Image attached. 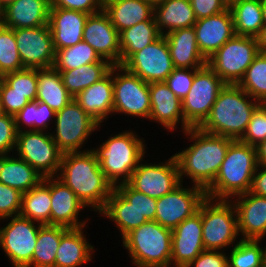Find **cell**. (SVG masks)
<instances>
[{
    "mask_svg": "<svg viewBox=\"0 0 266 267\" xmlns=\"http://www.w3.org/2000/svg\"><path fill=\"white\" fill-rule=\"evenodd\" d=\"M181 134L188 144L185 141L187 146L173 154L181 183L189 180L190 185L206 190L214 182L234 139L204 132L199 127H191Z\"/></svg>",
    "mask_w": 266,
    "mask_h": 267,
    "instance_id": "obj_1",
    "label": "cell"
},
{
    "mask_svg": "<svg viewBox=\"0 0 266 267\" xmlns=\"http://www.w3.org/2000/svg\"><path fill=\"white\" fill-rule=\"evenodd\" d=\"M57 178L68 186L96 216L105 207L114 189L106 179L91 149L64 153Z\"/></svg>",
    "mask_w": 266,
    "mask_h": 267,
    "instance_id": "obj_2",
    "label": "cell"
},
{
    "mask_svg": "<svg viewBox=\"0 0 266 267\" xmlns=\"http://www.w3.org/2000/svg\"><path fill=\"white\" fill-rule=\"evenodd\" d=\"M118 128L96 143L91 150L94 152L100 168L106 179L115 188L117 185L127 183L140 161L148 154V142L139 134L137 127ZM118 132V133H116ZM142 136V138H141ZM106 138V140H105ZM98 145V146H97Z\"/></svg>",
    "mask_w": 266,
    "mask_h": 267,
    "instance_id": "obj_3",
    "label": "cell"
},
{
    "mask_svg": "<svg viewBox=\"0 0 266 267\" xmlns=\"http://www.w3.org/2000/svg\"><path fill=\"white\" fill-rule=\"evenodd\" d=\"M260 104L238 85L226 84L199 128L210 134L239 140Z\"/></svg>",
    "mask_w": 266,
    "mask_h": 267,
    "instance_id": "obj_4",
    "label": "cell"
},
{
    "mask_svg": "<svg viewBox=\"0 0 266 267\" xmlns=\"http://www.w3.org/2000/svg\"><path fill=\"white\" fill-rule=\"evenodd\" d=\"M257 166L256 148L234 140L229 145L214 182L205 190L206 197L232 200L249 192Z\"/></svg>",
    "mask_w": 266,
    "mask_h": 267,
    "instance_id": "obj_5",
    "label": "cell"
},
{
    "mask_svg": "<svg viewBox=\"0 0 266 267\" xmlns=\"http://www.w3.org/2000/svg\"><path fill=\"white\" fill-rule=\"evenodd\" d=\"M133 267H171L172 230L148 221L122 240Z\"/></svg>",
    "mask_w": 266,
    "mask_h": 267,
    "instance_id": "obj_6",
    "label": "cell"
},
{
    "mask_svg": "<svg viewBox=\"0 0 266 267\" xmlns=\"http://www.w3.org/2000/svg\"><path fill=\"white\" fill-rule=\"evenodd\" d=\"M103 127L105 129L104 125H99L73 99L61 111L56 112L50 134L63 153L83 152L91 149V145L88 147L92 141L90 137H95L94 134H98L101 129L104 131Z\"/></svg>",
    "mask_w": 266,
    "mask_h": 267,
    "instance_id": "obj_7",
    "label": "cell"
},
{
    "mask_svg": "<svg viewBox=\"0 0 266 267\" xmlns=\"http://www.w3.org/2000/svg\"><path fill=\"white\" fill-rule=\"evenodd\" d=\"M202 238L205 250L226 252L241 240L231 200L206 197L202 201Z\"/></svg>",
    "mask_w": 266,
    "mask_h": 267,
    "instance_id": "obj_8",
    "label": "cell"
},
{
    "mask_svg": "<svg viewBox=\"0 0 266 267\" xmlns=\"http://www.w3.org/2000/svg\"><path fill=\"white\" fill-rule=\"evenodd\" d=\"M113 94L115 117L119 118V115H123L124 120H126L125 117L127 120L130 117V122L136 119V121L146 123L145 121L149 120L151 114L149 83L130 73L121 65L113 66Z\"/></svg>",
    "mask_w": 266,
    "mask_h": 267,
    "instance_id": "obj_9",
    "label": "cell"
},
{
    "mask_svg": "<svg viewBox=\"0 0 266 267\" xmlns=\"http://www.w3.org/2000/svg\"><path fill=\"white\" fill-rule=\"evenodd\" d=\"M259 53L256 37L235 35L207 60V64L226 84L237 85Z\"/></svg>",
    "mask_w": 266,
    "mask_h": 267,
    "instance_id": "obj_10",
    "label": "cell"
},
{
    "mask_svg": "<svg viewBox=\"0 0 266 267\" xmlns=\"http://www.w3.org/2000/svg\"><path fill=\"white\" fill-rule=\"evenodd\" d=\"M147 157L150 158L149 153L140 161L127 183L133 189L158 199L181 184L178 164L173 154L162 161L157 157H151V161Z\"/></svg>",
    "mask_w": 266,
    "mask_h": 267,
    "instance_id": "obj_11",
    "label": "cell"
},
{
    "mask_svg": "<svg viewBox=\"0 0 266 267\" xmlns=\"http://www.w3.org/2000/svg\"><path fill=\"white\" fill-rule=\"evenodd\" d=\"M41 225L20 215L0 220V249L11 266L27 267L31 263Z\"/></svg>",
    "mask_w": 266,
    "mask_h": 267,
    "instance_id": "obj_12",
    "label": "cell"
},
{
    "mask_svg": "<svg viewBox=\"0 0 266 267\" xmlns=\"http://www.w3.org/2000/svg\"><path fill=\"white\" fill-rule=\"evenodd\" d=\"M14 153L36 169L43 178L57 177L64 154L50 132L45 131L18 132Z\"/></svg>",
    "mask_w": 266,
    "mask_h": 267,
    "instance_id": "obj_13",
    "label": "cell"
},
{
    "mask_svg": "<svg viewBox=\"0 0 266 267\" xmlns=\"http://www.w3.org/2000/svg\"><path fill=\"white\" fill-rule=\"evenodd\" d=\"M225 85L208 64L196 69L191 89L182 100L184 121L190 127H199L205 121Z\"/></svg>",
    "mask_w": 266,
    "mask_h": 267,
    "instance_id": "obj_14",
    "label": "cell"
},
{
    "mask_svg": "<svg viewBox=\"0 0 266 267\" xmlns=\"http://www.w3.org/2000/svg\"><path fill=\"white\" fill-rule=\"evenodd\" d=\"M181 183L172 192L156 199L155 220L161 226L174 230L182 221L196 213L206 198L203 188Z\"/></svg>",
    "mask_w": 266,
    "mask_h": 267,
    "instance_id": "obj_15",
    "label": "cell"
},
{
    "mask_svg": "<svg viewBox=\"0 0 266 267\" xmlns=\"http://www.w3.org/2000/svg\"><path fill=\"white\" fill-rule=\"evenodd\" d=\"M122 66L146 83L165 82L174 70L165 36L134 53Z\"/></svg>",
    "mask_w": 266,
    "mask_h": 267,
    "instance_id": "obj_16",
    "label": "cell"
},
{
    "mask_svg": "<svg viewBox=\"0 0 266 267\" xmlns=\"http://www.w3.org/2000/svg\"><path fill=\"white\" fill-rule=\"evenodd\" d=\"M13 30L24 68L53 67L56 51L49 24Z\"/></svg>",
    "mask_w": 266,
    "mask_h": 267,
    "instance_id": "obj_17",
    "label": "cell"
},
{
    "mask_svg": "<svg viewBox=\"0 0 266 267\" xmlns=\"http://www.w3.org/2000/svg\"><path fill=\"white\" fill-rule=\"evenodd\" d=\"M151 114L148 124L155 123L166 131L167 136L182 133L191 128L183 117L182 100L175 96L165 82L149 83ZM180 128V129H179ZM179 132H178V131Z\"/></svg>",
    "mask_w": 266,
    "mask_h": 267,
    "instance_id": "obj_18",
    "label": "cell"
},
{
    "mask_svg": "<svg viewBox=\"0 0 266 267\" xmlns=\"http://www.w3.org/2000/svg\"><path fill=\"white\" fill-rule=\"evenodd\" d=\"M171 267H186L205 250L202 238V202L192 216L172 230Z\"/></svg>",
    "mask_w": 266,
    "mask_h": 267,
    "instance_id": "obj_19",
    "label": "cell"
},
{
    "mask_svg": "<svg viewBox=\"0 0 266 267\" xmlns=\"http://www.w3.org/2000/svg\"><path fill=\"white\" fill-rule=\"evenodd\" d=\"M86 210L89 209L68 186L57 177H51L50 225H60L67 228L89 226L91 216L86 214V217H82L81 215Z\"/></svg>",
    "mask_w": 266,
    "mask_h": 267,
    "instance_id": "obj_20",
    "label": "cell"
},
{
    "mask_svg": "<svg viewBox=\"0 0 266 267\" xmlns=\"http://www.w3.org/2000/svg\"><path fill=\"white\" fill-rule=\"evenodd\" d=\"M83 41L111 64L120 65V36L108 15L102 10L90 14L83 30Z\"/></svg>",
    "mask_w": 266,
    "mask_h": 267,
    "instance_id": "obj_21",
    "label": "cell"
},
{
    "mask_svg": "<svg viewBox=\"0 0 266 267\" xmlns=\"http://www.w3.org/2000/svg\"><path fill=\"white\" fill-rule=\"evenodd\" d=\"M241 240L266 241V197L247 192L231 200Z\"/></svg>",
    "mask_w": 266,
    "mask_h": 267,
    "instance_id": "obj_22",
    "label": "cell"
},
{
    "mask_svg": "<svg viewBox=\"0 0 266 267\" xmlns=\"http://www.w3.org/2000/svg\"><path fill=\"white\" fill-rule=\"evenodd\" d=\"M193 28L199 51L206 60L236 35L230 8L217 15L196 20Z\"/></svg>",
    "mask_w": 266,
    "mask_h": 267,
    "instance_id": "obj_23",
    "label": "cell"
},
{
    "mask_svg": "<svg viewBox=\"0 0 266 267\" xmlns=\"http://www.w3.org/2000/svg\"><path fill=\"white\" fill-rule=\"evenodd\" d=\"M74 100L99 125L110 126L107 121L113 117V67L105 77L81 91Z\"/></svg>",
    "mask_w": 266,
    "mask_h": 267,
    "instance_id": "obj_24",
    "label": "cell"
},
{
    "mask_svg": "<svg viewBox=\"0 0 266 267\" xmlns=\"http://www.w3.org/2000/svg\"><path fill=\"white\" fill-rule=\"evenodd\" d=\"M89 226L69 228L62 236L56 252L54 267H81L95 260L97 248L89 242ZM95 247V248H94Z\"/></svg>",
    "mask_w": 266,
    "mask_h": 267,
    "instance_id": "obj_25",
    "label": "cell"
},
{
    "mask_svg": "<svg viewBox=\"0 0 266 267\" xmlns=\"http://www.w3.org/2000/svg\"><path fill=\"white\" fill-rule=\"evenodd\" d=\"M89 15L65 8H50L48 24L51 29L55 51L83 41V30Z\"/></svg>",
    "mask_w": 266,
    "mask_h": 267,
    "instance_id": "obj_26",
    "label": "cell"
},
{
    "mask_svg": "<svg viewBox=\"0 0 266 267\" xmlns=\"http://www.w3.org/2000/svg\"><path fill=\"white\" fill-rule=\"evenodd\" d=\"M164 36L174 68L199 69L207 64L199 51L193 27L177 29Z\"/></svg>",
    "mask_w": 266,
    "mask_h": 267,
    "instance_id": "obj_27",
    "label": "cell"
},
{
    "mask_svg": "<svg viewBox=\"0 0 266 267\" xmlns=\"http://www.w3.org/2000/svg\"><path fill=\"white\" fill-rule=\"evenodd\" d=\"M50 0H15L5 7L2 23L11 29L48 25Z\"/></svg>",
    "mask_w": 266,
    "mask_h": 267,
    "instance_id": "obj_28",
    "label": "cell"
},
{
    "mask_svg": "<svg viewBox=\"0 0 266 267\" xmlns=\"http://www.w3.org/2000/svg\"><path fill=\"white\" fill-rule=\"evenodd\" d=\"M103 11L120 33L143 21H155L154 5L145 0H103Z\"/></svg>",
    "mask_w": 266,
    "mask_h": 267,
    "instance_id": "obj_29",
    "label": "cell"
},
{
    "mask_svg": "<svg viewBox=\"0 0 266 267\" xmlns=\"http://www.w3.org/2000/svg\"><path fill=\"white\" fill-rule=\"evenodd\" d=\"M107 219L109 224H114V229L118 231L121 240L132 230L148 222L144 215L126 200L115 188L112 190L110 197L107 199L105 207L97 214Z\"/></svg>",
    "mask_w": 266,
    "mask_h": 267,
    "instance_id": "obj_30",
    "label": "cell"
},
{
    "mask_svg": "<svg viewBox=\"0 0 266 267\" xmlns=\"http://www.w3.org/2000/svg\"><path fill=\"white\" fill-rule=\"evenodd\" d=\"M154 18L161 35L196 23L190 0H161L154 5Z\"/></svg>",
    "mask_w": 266,
    "mask_h": 267,
    "instance_id": "obj_31",
    "label": "cell"
},
{
    "mask_svg": "<svg viewBox=\"0 0 266 267\" xmlns=\"http://www.w3.org/2000/svg\"><path fill=\"white\" fill-rule=\"evenodd\" d=\"M44 178L15 153L0 156V183L25 193Z\"/></svg>",
    "mask_w": 266,
    "mask_h": 267,
    "instance_id": "obj_32",
    "label": "cell"
},
{
    "mask_svg": "<svg viewBox=\"0 0 266 267\" xmlns=\"http://www.w3.org/2000/svg\"><path fill=\"white\" fill-rule=\"evenodd\" d=\"M37 90L36 101L46 103L55 112L61 111L74 99L54 67L37 69Z\"/></svg>",
    "mask_w": 266,
    "mask_h": 267,
    "instance_id": "obj_33",
    "label": "cell"
},
{
    "mask_svg": "<svg viewBox=\"0 0 266 267\" xmlns=\"http://www.w3.org/2000/svg\"><path fill=\"white\" fill-rule=\"evenodd\" d=\"M51 213V177L44 178L38 185L22 194L19 215L50 225Z\"/></svg>",
    "mask_w": 266,
    "mask_h": 267,
    "instance_id": "obj_34",
    "label": "cell"
},
{
    "mask_svg": "<svg viewBox=\"0 0 266 267\" xmlns=\"http://www.w3.org/2000/svg\"><path fill=\"white\" fill-rule=\"evenodd\" d=\"M235 34L257 37L264 25L261 0H236L229 5Z\"/></svg>",
    "mask_w": 266,
    "mask_h": 267,
    "instance_id": "obj_35",
    "label": "cell"
},
{
    "mask_svg": "<svg viewBox=\"0 0 266 267\" xmlns=\"http://www.w3.org/2000/svg\"><path fill=\"white\" fill-rule=\"evenodd\" d=\"M114 65L108 60L90 63L68 71H59L64 86L74 98L95 82L105 77Z\"/></svg>",
    "mask_w": 266,
    "mask_h": 267,
    "instance_id": "obj_36",
    "label": "cell"
},
{
    "mask_svg": "<svg viewBox=\"0 0 266 267\" xmlns=\"http://www.w3.org/2000/svg\"><path fill=\"white\" fill-rule=\"evenodd\" d=\"M120 65L122 66L134 53L157 40L161 34L156 21H143L119 33Z\"/></svg>",
    "mask_w": 266,
    "mask_h": 267,
    "instance_id": "obj_37",
    "label": "cell"
},
{
    "mask_svg": "<svg viewBox=\"0 0 266 267\" xmlns=\"http://www.w3.org/2000/svg\"><path fill=\"white\" fill-rule=\"evenodd\" d=\"M68 229L60 225H41L32 261L27 267H54L61 236Z\"/></svg>",
    "mask_w": 266,
    "mask_h": 267,
    "instance_id": "obj_38",
    "label": "cell"
},
{
    "mask_svg": "<svg viewBox=\"0 0 266 267\" xmlns=\"http://www.w3.org/2000/svg\"><path fill=\"white\" fill-rule=\"evenodd\" d=\"M56 112L46 103L30 101L21 111L14 115L17 132H50L55 122Z\"/></svg>",
    "mask_w": 266,
    "mask_h": 267,
    "instance_id": "obj_39",
    "label": "cell"
},
{
    "mask_svg": "<svg viewBox=\"0 0 266 267\" xmlns=\"http://www.w3.org/2000/svg\"><path fill=\"white\" fill-rule=\"evenodd\" d=\"M265 243L264 240H240L228 250V267H264Z\"/></svg>",
    "mask_w": 266,
    "mask_h": 267,
    "instance_id": "obj_40",
    "label": "cell"
},
{
    "mask_svg": "<svg viewBox=\"0 0 266 267\" xmlns=\"http://www.w3.org/2000/svg\"><path fill=\"white\" fill-rule=\"evenodd\" d=\"M101 60L88 43L81 41L71 47L56 50L53 67L57 71H68Z\"/></svg>",
    "mask_w": 266,
    "mask_h": 267,
    "instance_id": "obj_41",
    "label": "cell"
},
{
    "mask_svg": "<svg viewBox=\"0 0 266 267\" xmlns=\"http://www.w3.org/2000/svg\"><path fill=\"white\" fill-rule=\"evenodd\" d=\"M256 101L266 104V54L259 53L237 84Z\"/></svg>",
    "mask_w": 266,
    "mask_h": 267,
    "instance_id": "obj_42",
    "label": "cell"
},
{
    "mask_svg": "<svg viewBox=\"0 0 266 267\" xmlns=\"http://www.w3.org/2000/svg\"><path fill=\"white\" fill-rule=\"evenodd\" d=\"M0 92H18L24 94L29 101H36L37 69L24 68L5 74L0 78Z\"/></svg>",
    "mask_w": 266,
    "mask_h": 267,
    "instance_id": "obj_43",
    "label": "cell"
},
{
    "mask_svg": "<svg viewBox=\"0 0 266 267\" xmlns=\"http://www.w3.org/2000/svg\"><path fill=\"white\" fill-rule=\"evenodd\" d=\"M22 69L14 30L0 23V77Z\"/></svg>",
    "mask_w": 266,
    "mask_h": 267,
    "instance_id": "obj_44",
    "label": "cell"
},
{
    "mask_svg": "<svg viewBox=\"0 0 266 267\" xmlns=\"http://www.w3.org/2000/svg\"><path fill=\"white\" fill-rule=\"evenodd\" d=\"M115 189L139 211L144 215L148 221L155 220L156 213V199L143 194L133 189L128 183H122L115 187Z\"/></svg>",
    "mask_w": 266,
    "mask_h": 267,
    "instance_id": "obj_45",
    "label": "cell"
},
{
    "mask_svg": "<svg viewBox=\"0 0 266 267\" xmlns=\"http://www.w3.org/2000/svg\"><path fill=\"white\" fill-rule=\"evenodd\" d=\"M266 139V104L261 103L252 114L244 135L239 141L257 146Z\"/></svg>",
    "mask_w": 266,
    "mask_h": 267,
    "instance_id": "obj_46",
    "label": "cell"
},
{
    "mask_svg": "<svg viewBox=\"0 0 266 267\" xmlns=\"http://www.w3.org/2000/svg\"><path fill=\"white\" fill-rule=\"evenodd\" d=\"M196 69L174 68L165 83L176 97L183 100L189 93Z\"/></svg>",
    "mask_w": 266,
    "mask_h": 267,
    "instance_id": "obj_47",
    "label": "cell"
},
{
    "mask_svg": "<svg viewBox=\"0 0 266 267\" xmlns=\"http://www.w3.org/2000/svg\"><path fill=\"white\" fill-rule=\"evenodd\" d=\"M17 129L13 115H0V156L13 154L17 142Z\"/></svg>",
    "mask_w": 266,
    "mask_h": 267,
    "instance_id": "obj_48",
    "label": "cell"
},
{
    "mask_svg": "<svg viewBox=\"0 0 266 267\" xmlns=\"http://www.w3.org/2000/svg\"><path fill=\"white\" fill-rule=\"evenodd\" d=\"M22 194L19 190L0 183V220L19 215Z\"/></svg>",
    "mask_w": 266,
    "mask_h": 267,
    "instance_id": "obj_49",
    "label": "cell"
},
{
    "mask_svg": "<svg viewBox=\"0 0 266 267\" xmlns=\"http://www.w3.org/2000/svg\"><path fill=\"white\" fill-rule=\"evenodd\" d=\"M186 267H228L226 251L204 250Z\"/></svg>",
    "mask_w": 266,
    "mask_h": 267,
    "instance_id": "obj_50",
    "label": "cell"
},
{
    "mask_svg": "<svg viewBox=\"0 0 266 267\" xmlns=\"http://www.w3.org/2000/svg\"><path fill=\"white\" fill-rule=\"evenodd\" d=\"M196 20L217 15L229 8L225 0H190Z\"/></svg>",
    "mask_w": 266,
    "mask_h": 267,
    "instance_id": "obj_51",
    "label": "cell"
},
{
    "mask_svg": "<svg viewBox=\"0 0 266 267\" xmlns=\"http://www.w3.org/2000/svg\"><path fill=\"white\" fill-rule=\"evenodd\" d=\"M51 7H59L95 14L103 10V0H50Z\"/></svg>",
    "mask_w": 266,
    "mask_h": 267,
    "instance_id": "obj_52",
    "label": "cell"
},
{
    "mask_svg": "<svg viewBox=\"0 0 266 267\" xmlns=\"http://www.w3.org/2000/svg\"><path fill=\"white\" fill-rule=\"evenodd\" d=\"M30 101L18 92H0V108L4 114L15 115Z\"/></svg>",
    "mask_w": 266,
    "mask_h": 267,
    "instance_id": "obj_53",
    "label": "cell"
},
{
    "mask_svg": "<svg viewBox=\"0 0 266 267\" xmlns=\"http://www.w3.org/2000/svg\"><path fill=\"white\" fill-rule=\"evenodd\" d=\"M249 192L266 197V165L258 164Z\"/></svg>",
    "mask_w": 266,
    "mask_h": 267,
    "instance_id": "obj_54",
    "label": "cell"
},
{
    "mask_svg": "<svg viewBox=\"0 0 266 267\" xmlns=\"http://www.w3.org/2000/svg\"><path fill=\"white\" fill-rule=\"evenodd\" d=\"M255 148L258 164L266 165V139L255 146Z\"/></svg>",
    "mask_w": 266,
    "mask_h": 267,
    "instance_id": "obj_55",
    "label": "cell"
},
{
    "mask_svg": "<svg viewBox=\"0 0 266 267\" xmlns=\"http://www.w3.org/2000/svg\"><path fill=\"white\" fill-rule=\"evenodd\" d=\"M256 38L259 51L266 54V24L263 25L260 34Z\"/></svg>",
    "mask_w": 266,
    "mask_h": 267,
    "instance_id": "obj_56",
    "label": "cell"
},
{
    "mask_svg": "<svg viewBox=\"0 0 266 267\" xmlns=\"http://www.w3.org/2000/svg\"><path fill=\"white\" fill-rule=\"evenodd\" d=\"M262 10H263V20L266 24V0H261Z\"/></svg>",
    "mask_w": 266,
    "mask_h": 267,
    "instance_id": "obj_57",
    "label": "cell"
},
{
    "mask_svg": "<svg viewBox=\"0 0 266 267\" xmlns=\"http://www.w3.org/2000/svg\"><path fill=\"white\" fill-rule=\"evenodd\" d=\"M4 13H5V8L2 5V3L0 2V23H2V21H3Z\"/></svg>",
    "mask_w": 266,
    "mask_h": 267,
    "instance_id": "obj_58",
    "label": "cell"
},
{
    "mask_svg": "<svg viewBox=\"0 0 266 267\" xmlns=\"http://www.w3.org/2000/svg\"><path fill=\"white\" fill-rule=\"evenodd\" d=\"M14 1L15 0H0L4 8L7 7L9 4L13 3Z\"/></svg>",
    "mask_w": 266,
    "mask_h": 267,
    "instance_id": "obj_59",
    "label": "cell"
},
{
    "mask_svg": "<svg viewBox=\"0 0 266 267\" xmlns=\"http://www.w3.org/2000/svg\"><path fill=\"white\" fill-rule=\"evenodd\" d=\"M145 1H148V2L152 3L153 5H156V4H158L161 0H145Z\"/></svg>",
    "mask_w": 266,
    "mask_h": 267,
    "instance_id": "obj_60",
    "label": "cell"
},
{
    "mask_svg": "<svg viewBox=\"0 0 266 267\" xmlns=\"http://www.w3.org/2000/svg\"><path fill=\"white\" fill-rule=\"evenodd\" d=\"M226 1V3L228 4V5H230L232 2H234V1H236V0H225Z\"/></svg>",
    "mask_w": 266,
    "mask_h": 267,
    "instance_id": "obj_61",
    "label": "cell"
}]
</instances>
